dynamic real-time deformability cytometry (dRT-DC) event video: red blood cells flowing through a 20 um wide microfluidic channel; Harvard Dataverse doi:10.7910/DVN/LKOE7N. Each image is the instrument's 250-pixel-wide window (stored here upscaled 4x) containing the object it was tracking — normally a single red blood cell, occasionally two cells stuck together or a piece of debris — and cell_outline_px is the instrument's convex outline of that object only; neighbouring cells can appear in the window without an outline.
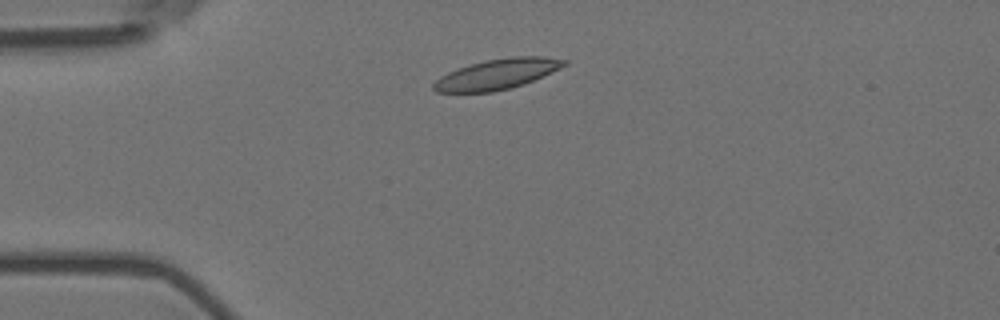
{"species": "Egyptian fruit bat (a non-hibernating species)", "species_latin": "Rousettus aegyptiacus", "temperature_condition": "room temperature", "stored_images_in_passage": 3, "camera_frame_rate_fps": 3000, "um_per_image_px": 0.085, "animal": {"sex": "female"}, "frame": {"image": 1, "passage_image": 2, "time_ms": 0.333, "image_size_px": [1000, 320], "cell_outline_px": [[568, 64], [560, 68], [524, 84], [512, 88], [492, 92], [436, 92], [432, 88], [432, 84], [440, 76], [448, 72], [484, 60], [508, 56], [544, 56], [568, 60]], "centroid_in_image_um": [42.27, 6.3], "position_along_channel_um": 42.7, "area_um2": 23.12}}